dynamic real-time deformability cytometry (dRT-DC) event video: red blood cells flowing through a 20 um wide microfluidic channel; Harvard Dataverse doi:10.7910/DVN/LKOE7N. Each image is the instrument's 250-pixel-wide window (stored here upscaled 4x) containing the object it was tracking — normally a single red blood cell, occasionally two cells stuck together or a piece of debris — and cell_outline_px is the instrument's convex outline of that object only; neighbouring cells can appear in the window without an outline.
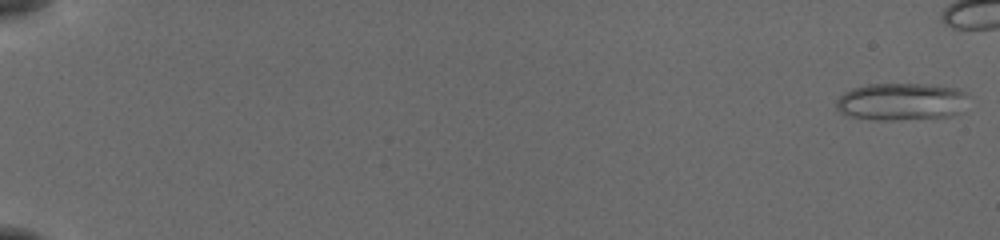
{"species": "common noctule bat (a hibernating species)", "species_latin": "Nyctalus noctula", "temperature_condition": "cold", "stored_images_in_passage": 49, "camera_frame_rate_fps": 3000, "um_per_image_px": 0.085, "animal": {"sex": "female", "body_mass_g": 19.5, "forearm_length_mm": 54.1}, "frame": {"image": 1, "passage_image": 1, "time_ms": 0.0, "image_size_px": [1000, 240], "cell_outline_px": [[968, 96], [960, 112], [952, 116], [892, 120], [876, 120], [848, 116], [840, 112], [836, 108], [836, 100], [844, 92], [852, 88], [868, 84], [924, 84], [956, 88], [968, 92]], "centroid_in_image_um": [76.6, 8.64], "position_along_channel_um": 8.4, "area_um2": 28.9}}
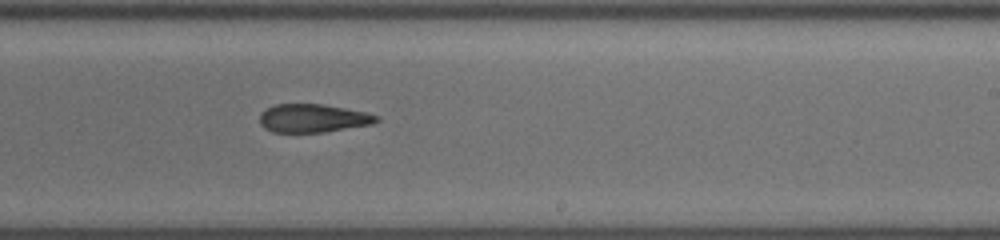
{"frame": {"image": 2, "passage_image": 36, "time_ms": 11.667, "image_size_px": [1000, 240], "cell_outline_px": [[380, 120], [372, 124], [324, 132], [272, 132], [264, 128], [260, 124], [260, 112], [276, 104], [324, 104], [368, 112], [380, 116]], "centroid_in_image_um": [26.63, 10.04], "position_along_channel_um": 262.4, "area_um2": 19.42}}
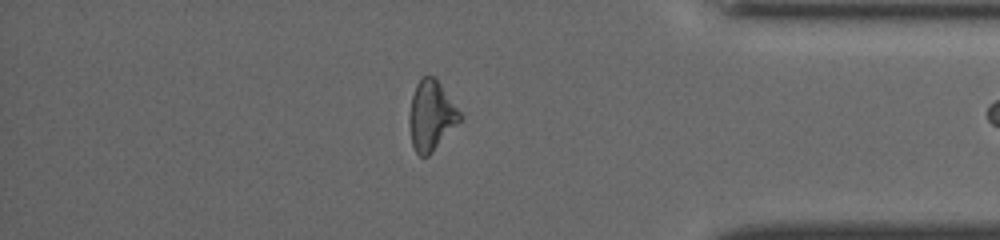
{"frame": {"image": 3, "passage_image": 48, "time_ms": 15.667, "image_size_px": [1000, 240], "cell_outline_px": [[464, 116], [432, 152], [428, 156], [420, 156], [416, 152], [412, 144], [408, 124], [408, 116], [412, 96], [416, 84], [424, 76], [432, 76], [440, 84]], "centroid_in_image_um": [36.63, 9.84], "position_along_channel_um": 398.6, "area_um2": 20.4}}